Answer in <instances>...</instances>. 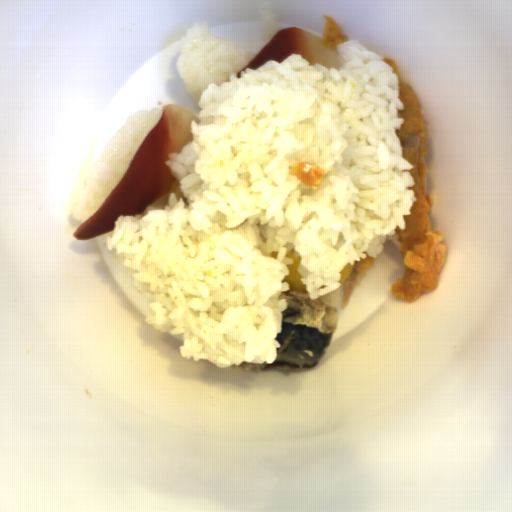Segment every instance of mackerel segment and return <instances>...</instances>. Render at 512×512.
<instances>
[{"label":"mackerel segment","mask_w":512,"mask_h":512,"mask_svg":"<svg viewBox=\"0 0 512 512\" xmlns=\"http://www.w3.org/2000/svg\"><path fill=\"white\" fill-rule=\"evenodd\" d=\"M360 260H356L350 274L333 291L311 300L308 293L287 290L278 300H285L282 327L275 339V362H243L232 365L237 370L255 371H311L316 367L335 332L339 315L345 309L358 279Z\"/></svg>","instance_id":"mackerel-segment-1"}]
</instances>
